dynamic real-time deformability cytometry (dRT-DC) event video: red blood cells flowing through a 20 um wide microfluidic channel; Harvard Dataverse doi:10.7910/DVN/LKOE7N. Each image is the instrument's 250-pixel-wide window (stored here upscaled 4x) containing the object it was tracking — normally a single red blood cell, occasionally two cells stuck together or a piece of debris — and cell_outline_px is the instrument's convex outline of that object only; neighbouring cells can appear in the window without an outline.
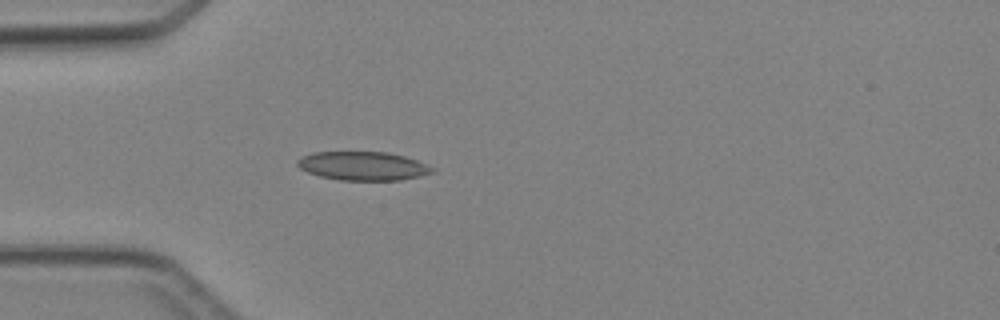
{"species": "Egyptian fruit bat (a non-hibernating species)", "species_latin": "Rousettus aegyptiacus", "temperature_condition": "cold", "stored_images_in_passage": 3, "camera_frame_rate_fps": 3000, "um_per_image_px": 0.085, "animal": {"sex": "female"}, "frame": {"image": 1, "passage_image": 3, "time_ms": 2.333, "image_size_px": [1000, 320], "cell_outline_px": [[436, 168], [432, 172], [420, 176], [400, 180], [340, 180], [320, 176], [308, 172], [300, 168], [296, 164], [296, 160], [300, 156], [312, 152], [388, 152], [404, 156], [416, 160]], "centroid_in_image_um": [30.82, 14.1], "position_along_channel_um": 54.2, "area_um2": 22.6}}